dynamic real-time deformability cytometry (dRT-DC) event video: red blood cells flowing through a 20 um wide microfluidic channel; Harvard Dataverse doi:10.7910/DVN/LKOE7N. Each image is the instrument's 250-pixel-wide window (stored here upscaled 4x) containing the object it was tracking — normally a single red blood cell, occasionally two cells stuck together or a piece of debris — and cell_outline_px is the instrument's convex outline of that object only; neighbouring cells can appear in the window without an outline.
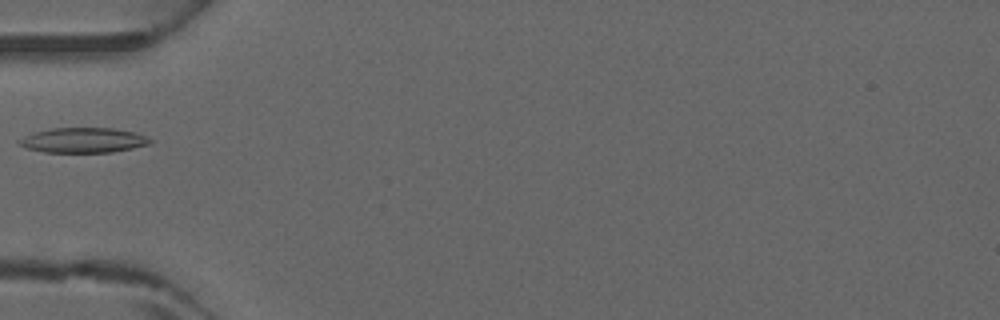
{"species": "common noctule bat (a hibernating species)", "species_latin": "Nyctalus noctula", "temperature_condition": "warm", "stored_images_in_passage": 4, "camera_frame_rate_fps": 3000, "um_per_image_px": 0.085, "animal": {"sex": "male", "forearm_length_mm": 52.5}, "frame": {"image": 1, "passage_image": 4, "time_ms": 1.0, "image_size_px": [1000, 320], "cell_outline_px": [[152, 140], [148, 144], [132, 148], [112, 152], [44, 152], [28, 148], [20, 144], [16, 140], [32, 132], [52, 128], [112, 128], [136, 132], [148, 136]], "centroid_in_image_um": [7.08, 11.91], "position_along_channel_um": 77.9, "area_um2": 19.07}}